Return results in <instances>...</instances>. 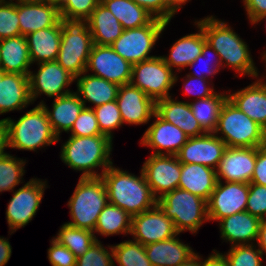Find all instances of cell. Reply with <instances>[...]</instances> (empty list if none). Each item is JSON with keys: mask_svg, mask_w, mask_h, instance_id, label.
Listing matches in <instances>:
<instances>
[{"mask_svg": "<svg viewBox=\"0 0 266 266\" xmlns=\"http://www.w3.org/2000/svg\"><path fill=\"white\" fill-rule=\"evenodd\" d=\"M195 22L203 29L206 42L218 53L222 69L229 67L240 77L259 78L260 71L255 66L249 46L229 22L219 20L214 15L195 19Z\"/></svg>", "mask_w": 266, "mask_h": 266, "instance_id": "cell-1", "label": "cell"}, {"mask_svg": "<svg viewBox=\"0 0 266 266\" xmlns=\"http://www.w3.org/2000/svg\"><path fill=\"white\" fill-rule=\"evenodd\" d=\"M136 176L113 164L101 175L108 194V203L125 210L130 216L150 210L157 205V198L140 170Z\"/></svg>", "mask_w": 266, "mask_h": 266, "instance_id": "cell-2", "label": "cell"}, {"mask_svg": "<svg viewBox=\"0 0 266 266\" xmlns=\"http://www.w3.org/2000/svg\"><path fill=\"white\" fill-rule=\"evenodd\" d=\"M113 141L105 135L74 136L69 135L61 145L60 159L69 168L82 172V178L101 177L113 162L110 157ZM101 173H98V169Z\"/></svg>", "mask_w": 266, "mask_h": 266, "instance_id": "cell-3", "label": "cell"}, {"mask_svg": "<svg viewBox=\"0 0 266 266\" xmlns=\"http://www.w3.org/2000/svg\"><path fill=\"white\" fill-rule=\"evenodd\" d=\"M8 130L9 148L37 151L58 142L42 105H36L16 121L3 118Z\"/></svg>", "mask_w": 266, "mask_h": 266, "instance_id": "cell-4", "label": "cell"}, {"mask_svg": "<svg viewBox=\"0 0 266 266\" xmlns=\"http://www.w3.org/2000/svg\"><path fill=\"white\" fill-rule=\"evenodd\" d=\"M107 203L108 194L101 177H79L67 204L72 221L66 223L94 232L99 214Z\"/></svg>", "mask_w": 266, "mask_h": 266, "instance_id": "cell-5", "label": "cell"}, {"mask_svg": "<svg viewBox=\"0 0 266 266\" xmlns=\"http://www.w3.org/2000/svg\"><path fill=\"white\" fill-rule=\"evenodd\" d=\"M61 44L56 61L74 77L86 71L93 46L87 19L60 17Z\"/></svg>", "mask_w": 266, "mask_h": 266, "instance_id": "cell-6", "label": "cell"}, {"mask_svg": "<svg viewBox=\"0 0 266 266\" xmlns=\"http://www.w3.org/2000/svg\"><path fill=\"white\" fill-rule=\"evenodd\" d=\"M227 147H259L266 143V130L240 111L228 98L220 110L213 132Z\"/></svg>", "mask_w": 266, "mask_h": 266, "instance_id": "cell-7", "label": "cell"}, {"mask_svg": "<svg viewBox=\"0 0 266 266\" xmlns=\"http://www.w3.org/2000/svg\"><path fill=\"white\" fill-rule=\"evenodd\" d=\"M157 205L173 221L176 231L196 234L203 223L209 222L207 201L181 188L165 193Z\"/></svg>", "mask_w": 266, "mask_h": 266, "instance_id": "cell-8", "label": "cell"}, {"mask_svg": "<svg viewBox=\"0 0 266 266\" xmlns=\"http://www.w3.org/2000/svg\"><path fill=\"white\" fill-rule=\"evenodd\" d=\"M177 75L159 55L133 64L130 83L157 102L173 95L169 91L177 83Z\"/></svg>", "mask_w": 266, "mask_h": 266, "instance_id": "cell-9", "label": "cell"}, {"mask_svg": "<svg viewBox=\"0 0 266 266\" xmlns=\"http://www.w3.org/2000/svg\"><path fill=\"white\" fill-rule=\"evenodd\" d=\"M170 23L154 18L149 24L124 30L110 47L132 65L157 55H149Z\"/></svg>", "mask_w": 266, "mask_h": 266, "instance_id": "cell-10", "label": "cell"}, {"mask_svg": "<svg viewBox=\"0 0 266 266\" xmlns=\"http://www.w3.org/2000/svg\"><path fill=\"white\" fill-rule=\"evenodd\" d=\"M46 188H48L46 179L41 180L34 177L19 189L13 190L5 213L10 235L32 221L42 202Z\"/></svg>", "mask_w": 266, "mask_h": 266, "instance_id": "cell-11", "label": "cell"}, {"mask_svg": "<svg viewBox=\"0 0 266 266\" xmlns=\"http://www.w3.org/2000/svg\"><path fill=\"white\" fill-rule=\"evenodd\" d=\"M36 65H38L37 72L29 73L30 97L33 104L42 94L56 99L73 92L68 87L75 82V77L57 61L41 62Z\"/></svg>", "mask_w": 266, "mask_h": 266, "instance_id": "cell-12", "label": "cell"}, {"mask_svg": "<svg viewBox=\"0 0 266 266\" xmlns=\"http://www.w3.org/2000/svg\"><path fill=\"white\" fill-rule=\"evenodd\" d=\"M153 195L158 199L177 189L181 176V162L177 155L151 154L141 168Z\"/></svg>", "mask_w": 266, "mask_h": 266, "instance_id": "cell-13", "label": "cell"}, {"mask_svg": "<svg viewBox=\"0 0 266 266\" xmlns=\"http://www.w3.org/2000/svg\"><path fill=\"white\" fill-rule=\"evenodd\" d=\"M248 194V183L217 181L207 201L209 221L246 211Z\"/></svg>", "mask_w": 266, "mask_h": 266, "instance_id": "cell-14", "label": "cell"}, {"mask_svg": "<svg viewBox=\"0 0 266 266\" xmlns=\"http://www.w3.org/2000/svg\"><path fill=\"white\" fill-rule=\"evenodd\" d=\"M132 66L110 46L93 44L85 72L122 86L131 82Z\"/></svg>", "mask_w": 266, "mask_h": 266, "instance_id": "cell-15", "label": "cell"}, {"mask_svg": "<svg viewBox=\"0 0 266 266\" xmlns=\"http://www.w3.org/2000/svg\"><path fill=\"white\" fill-rule=\"evenodd\" d=\"M177 234L173 221L164 214L158 205L131 218L130 235L133 240L144 246L170 239Z\"/></svg>", "mask_w": 266, "mask_h": 266, "instance_id": "cell-16", "label": "cell"}, {"mask_svg": "<svg viewBox=\"0 0 266 266\" xmlns=\"http://www.w3.org/2000/svg\"><path fill=\"white\" fill-rule=\"evenodd\" d=\"M153 118L154 121L145 130L140 144L154 150L153 155H177L189 137L174 124L161 119L156 113Z\"/></svg>", "mask_w": 266, "mask_h": 266, "instance_id": "cell-17", "label": "cell"}, {"mask_svg": "<svg viewBox=\"0 0 266 266\" xmlns=\"http://www.w3.org/2000/svg\"><path fill=\"white\" fill-rule=\"evenodd\" d=\"M255 164V147H227L216 169L217 181L249 184Z\"/></svg>", "mask_w": 266, "mask_h": 266, "instance_id": "cell-18", "label": "cell"}, {"mask_svg": "<svg viewBox=\"0 0 266 266\" xmlns=\"http://www.w3.org/2000/svg\"><path fill=\"white\" fill-rule=\"evenodd\" d=\"M226 148V143L214 133H205L188 138L177 157L181 163L201 164L216 170Z\"/></svg>", "mask_w": 266, "mask_h": 266, "instance_id": "cell-19", "label": "cell"}, {"mask_svg": "<svg viewBox=\"0 0 266 266\" xmlns=\"http://www.w3.org/2000/svg\"><path fill=\"white\" fill-rule=\"evenodd\" d=\"M123 124H148L155 113V102L131 83L119 87L116 98Z\"/></svg>", "mask_w": 266, "mask_h": 266, "instance_id": "cell-20", "label": "cell"}, {"mask_svg": "<svg viewBox=\"0 0 266 266\" xmlns=\"http://www.w3.org/2000/svg\"><path fill=\"white\" fill-rule=\"evenodd\" d=\"M261 219L247 211L226 216L218 221L220 238L231 246L255 244Z\"/></svg>", "mask_w": 266, "mask_h": 266, "instance_id": "cell-21", "label": "cell"}, {"mask_svg": "<svg viewBox=\"0 0 266 266\" xmlns=\"http://www.w3.org/2000/svg\"><path fill=\"white\" fill-rule=\"evenodd\" d=\"M256 78L255 82L230 94L228 99L250 119L266 130V80Z\"/></svg>", "mask_w": 266, "mask_h": 266, "instance_id": "cell-22", "label": "cell"}, {"mask_svg": "<svg viewBox=\"0 0 266 266\" xmlns=\"http://www.w3.org/2000/svg\"><path fill=\"white\" fill-rule=\"evenodd\" d=\"M177 99L170 96L155 102V113L161 119L177 126L189 138L205 134L193 115L189 102Z\"/></svg>", "mask_w": 266, "mask_h": 266, "instance_id": "cell-23", "label": "cell"}, {"mask_svg": "<svg viewBox=\"0 0 266 266\" xmlns=\"http://www.w3.org/2000/svg\"><path fill=\"white\" fill-rule=\"evenodd\" d=\"M16 6L22 36L52 27L60 20L59 8L53 4L39 1L16 3Z\"/></svg>", "mask_w": 266, "mask_h": 266, "instance_id": "cell-24", "label": "cell"}, {"mask_svg": "<svg viewBox=\"0 0 266 266\" xmlns=\"http://www.w3.org/2000/svg\"><path fill=\"white\" fill-rule=\"evenodd\" d=\"M38 105H42L47 113L48 120L54 133L60 141V134L64 131L68 133L80 112L85 107L82 100L73 91L67 95L53 99L52 108H48L44 100H41Z\"/></svg>", "mask_w": 266, "mask_h": 266, "instance_id": "cell-25", "label": "cell"}, {"mask_svg": "<svg viewBox=\"0 0 266 266\" xmlns=\"http://www.w3.org/2000/svg\"><path fill=\"white\" fill-rule=\"evenodd\" d=\"M30 104L29 75L5 73L0 81V115L23 110Z\"/></svg>", "mask_w": 266, "mask_h": 266, "instance_id": "cell-26", "label": "cell"}, {"mask_svg": "<svg viewBox=\"0 0 266 266\" xmlns=\"http://www.w3.org/2000/svg\"><path fill=\"white\" fill-rule=\"evenodd\" d=\"M194 26L197 28V33L187 34L179 38L169 49V54L162 56L165 63L173 71L176 69L180 73L202 53L206 38L203 29L196 22H194Z\"/></svg>", "mask_w": 266, "mask_h": 266, "instance_id": "cell-27", "label": "cell"}, {"mask_svg": "<svg viewBox=\"0 0 266 266\" xmlns=\"http://www.w3.org/2000/svg\"><path fill=\"white\" fill-rule=\"evenodd\" d=\"M60 20L52 27L40 29L26 36L29 57L34 63L56 61L61 44Z\"/></svg>", "mask_w": 266, "mask_h": 266, "instance_id": "cell-28", "label": "cell"}, {"mask_svg": "<svg viewBox=\"0 0 266 266\" xmlns=\"http://www.w3.org/2000/svg\"><path fill=\"white\" fill-rule=\"evenodd\" d=\"M145 245V251L152 266H178L191 258L195 252L190 245L178 237Z\"/></svg>", "mask_w": 266, "mask_h": 266, "instance_id": "cell-29", "label": "cell"}, {"mask_svg": "<svg viewBox=\"0 0 266 266\" xmlns=\"http://www.w3.org/2000/svg\"><path fill=\"white\" fill-rule=\"evenodd\" d=\"M75 84L77 87L75 93L82 100L85 107L86 103H92V105L94 104L93 107H98L115 101L120 87L88 72L75 77Z\"/></svg>", "mask_w": 266, "mask_h": 266, "instance_id": "cell-30", "label": "cell"}, {"mask_svg": "<svg viewBox=\"0 0 266 266\" xmlns=\"http://www.w3.org/2000/svg\"><path fill=\"white\" fill-rule=\"evenodd\" d=\"M31 66L26 36L0 40V68L5 73L29 75Z\"/></svg>", "mask_w": 266, "mask_h": 266, "instance_id": "cell-31", "label": "cell"}, {"mask_svg": "<svg viewBox=\"0 0 266 266\" xmlns=\"http://www.w3.org/2000/svg\"><path fill=\"white\" fill-rule=\"evenodd\" d=\"M217 183L216 170L201 164L181 163L178 188L208 201Z\"/></svg>", "mask_w": 266, "mask_h": 266, "instance_id": "cell-32", "label": "cell"}, {"mask_svg": "<svg viewBox=\"0 0 266 266\" xmlns=\"http://www.w3.org/2000/svg\"><path fill=\"white\" fill-rule=\"evenodd\" d=\"M93 44L110 46L123 33L119 20L101 2L87 19Z\"/></svg>", "mask_w": 266, "mask_h": 266, "instance_id": "cell-33", "label": "cell"}, {"mask_svg": "<svg viewBox=\"0 0 266 266\" xmlns=\"http://www.w3.org/2000/svg\"><path fill=\"white\" fill-rule=\"evenodd\" d=\"M131 218L132 216H130L125 210L113 204L107 203L99 214L95 226L94 236L96 241H99L96 234H100L103 237L119 234H123L124 236L127 234L130 235Z\"/></svg>", "mask_w": 266, "mask_h": 266, "instance_id": "cell-34", "label": "cell"}, {"mask_svg": "<svg viewBox=\"0 0 266 266\" xmlns=\"http://www.w3.org/2000/svg\"><path fill=\"white\" fill-rule=\"evenodd\" d=\"M119 20L124 30L149 24L154 17L132 0H100Z\"/></svg>", "mask_w": 266, "mask_h": 266, "instance_id": "cell-35", "label": "cell"}, {"mask_svg": "<svg viewBox=\"0 0 266 266\" xmlns=\"http://www.w3.org/2000/svg\"><path fill=\"white\" fill-rule=\"evenodd\" d=\"M228 91H217L210 97L189 102L193 115L206 133H213L218 124L220 110L228 98Z\"/></svg>", "mask_w": 266, "mask_h": 266, "instance_id": "cell-36", "label": "cell"}, {"mask_svg": "<svg viewBox=\"0 0 266 266\" xmlns=\"http://www.w3.org/2000/svg\"><path fill=\"white\" fill-rule=\"evenodd\" d=\"M61 245L68 248L76 257L83 255L96 242L94 232L73 227L64 223L53 237Z\"/></svg>", "mask_w": 266, "mask_h": 266, "instance_id": "cell-37", "label": "cell"}, {"mask_svg": "<svg viewBox=\"0 0 266 266\" xmlns=\"http://www.w3.org/2000/svg\"><path fill=\"white\" fill-rule=\"evenodd\" d=\"M113 261L119 266H152L145 246L135 240H125L112 245Z\"/></svg>", "mask_w": 266, "mask_h": 266, "instance_id": "cell-38", "label": "cell"}, {"mask_svg": "<svg viewBox=\"0 0 266 266\" xmlns=\"http://www.w3.org/2000/svg\"><path fill=\"white\" fill-rule=\"evenodd\" d=\"M26 159L7 154L0 158V193L12 192L17 185L24 183Z\"/></svg>", "mask_w": 266, "mask_h": 266, "instance_id": "cell-39", "label": "cell"}, {"mask_svg": "<svg viewBox=\"0 0 266 266\" xmlns=\"http://www.w3.org/2000/svg\"><path fill=\"white\" fill-rule=\"evenodd\" d=\"M222 255L228 266H265L262 262L264 256L256 243L231 246L228 252Z\"/></svg>", "mask_w": 266, "mask_h": 266, "instance_id": "cell-40", "label": "cell"}, {"mask_svg": "<svg viewBox=\"0 0 266 266\" xmlns=\"http://www.w3.org/2000/svg\"><path fill=\"white\" fill-rule=\"evenodd\" d=\"M86 107L94 110L101 133L113 140V130L124 125L116 100L98 107Z\"/></svg>", "mask_w": 266, "mask_h": 266, "instance_id": "cell-41", "label": "cell"}, {"mask_svg": "<svg viewBox=\"0 0 266 266\" xmlns=\"http://www.w3.org/2000/svg\"><path fill=\"white\" fill-rule=\"evenodd\" d=\"M199 62L203 64L204 68L189 72V75L211 80L210 78H213L215 74H218L222 68L218 53L208 42L203 44L201 55H199L188 67L193 69Z\"/></svg>", "mask_w": 266, "mask_h": 266, "instance_id": "cell-42", "label": "cell"}, {"mask_svg": "<svg viewBox=\"0 0 266 266\" xmlns=\"http://www.w3.org/2000/svg\"><path fill=\"white\" fill-rule=\"evenodd\" d=\"M76 266H114L112 245L104 247L100 240L94 242L83 255L77 257Z\"/></svg>", "mask_w": 266, "mask_h": 266, "instance_id": "cell-43", "label": "cell"}, {"mask_svg": "<svg viewBox=\"0 0 266 266\" xmlns=\"http://www.w3.org/2000/svg\"><path fill=\"white\" fill-rule=\"evenodd\" d=\"M21 35L15 2L0 0V40Z\"/></svg>", "mask_w": 266, "mask_h": 266, "instance_id": "cell-44", "label": "cell"}, {"mask_svg": "<svg viewBox=\"0 0 266 266\" xmlns=\"http://www.w3.org/2000/svg\"><path fill=\"white\" fill-rule=\"evenodd\" d=\"M100 0H63L59 7L60 17L88 19Z\"/></svg>", "mask_w": 266, "mask_h": 266, "instance_id": "cell-45", "label": "cell"}, {"mask_svg": "<svg viewBox=\"0 0 266 266\" xmlns=\"http://www.w3.org/2000/svg\"><path fill=\"white\" fill-rule=\"evenodd\" d=\"M68 133L80 137L103 135L99 129L94 110L87 107L82 109Z\"/></svg>", "mask_w": 266, "mask_h": 266, "instance_id": "cell-46", "label": "cell"}, {"mask_svg": "<svg viewBox=\"0 0 266 266\" xmlns=\"http://www.w3.org/2000/svg\"><path fill=\"white\" fill-rule=\"evenodd\" d=\"M246 211L260 219L266 218V186L249 183Z\"/></svg>", "mask_w": 266, "mask_h": 266, "instance_id": "cell-47", "label": "cell"}, {"mask_svg": "<svg viewBox=\"0 0 266 266\" xmlns=\"http://www.w3.org/2000/svg\"><path fill=\"white\" fill-rule=\"evenodd\" d=\"M182 80H184L183 94L196 96L194 100L210 97L216 92L213 84H211L212 80L210 81L209 79L194 77L189 74H186Z\"/></svg>", "mask_w": 266, "mask_h": 266, "instance_id": "cell-48", "label": "cell"}, {"mask_svg": "<svg viewBox=\"0 0 266 266\" xmlns=\"http://www.w3.org/2000/svg\"><path fill=\"white\" fill-rule=\"evenodd\" d=\"M50 248L47 250V258L51 266H76L77 257L57 240H50Z\"/></svg>", "mask_w": 266, "mask_h": 266, "instance_id": "cell-49", "label": "cell"}, {"mask_svg": "<svg viewBox=\"0 0 266 266\" xmlns=\"http://www.w3.org/2000/svg\"><path fill=\"white\" fill-rule=\"evenodd\" d=\"M138 6L144 8L154 18L170 23L176 12L166 3L165 0H132Z\"/></svg>", "mask_w": 266, "mask_h": 266, "instance_id": "cell-50", "label": "cell"}, {"mask_svg": "<svg viewBox=\"0 0 266 266\" xmlns=\"http://www.w3.org/2000/svg\"><path fill=\"white\" fill-rule=\"evenodd\" d=\"M250 183L266 186V143L256 148V164Z\"/></svg>", "mask_w": 266, "mask_h": 266, "instance_id": "cell-51", "label": "cell"}, {"mask_svg": "<svg viewBox=\"0 0 266 266\" xmlns=\"http://www.w3.org/2000/svg\"><path fill=\"white\" fill-rule=\"evenodd\" d=\"M251 25L259 17L266 15V0H242Z\"/></svg>", "mask_w": 266, "mask_h": 266, "instance_id": "cell-52", "label": "cell"}, {"mask_svg": "<svg viewBox=\"0 0 266 266\" xmlns=\"http://www.w3.org/2000/svg\"><path fill=\"white\" fill-rule=\"evenodd\" d=\"M199 266H228V264L222 253L213 249L206 259L199 254Z\"/></svg>", "mask_w": 266, "mask_h": 266, "instance_id": "cell-53", "label": "cell"}, {"mask_svg": "<svg viewBox=\"0 0 266 266\" xmlns=\"http://www.w3.org/2000/svg\"><path fill=\"white\" fill-rule=\"evenodd\" d=\"M8 240L0 236V266H5L12 255V246Z\"/></svg>", "mask_w": 266, "mask_h": 266, "instance_id": "cell-54", "label": "cell"}, {"mask_svg": "<svg viewBox=\"0 0 266 266\" xmlns=\"http://www.w3.org/2000/svg\"><path fill=\"white\" fill-rule=\"evenodd\" d=\"M6 148H9L8 130L5 120L0 119V158L8 154Z\"/></svg>", "mask_w": 266, "mask_h": 266, "instance_id": "cell-55", "label": "cell"}, {"mask_svg": "<svg viewBox=\"0 0 266 266\" xmlns=\"http://www.w3.org/2000/svg\"><path fill=\"white\" fill-rule=\"evenodd\" d=\"M256 243L258 248L262 251V254L266 255V218L261 219Z\"/></svg>", "mask_w": 266, "mask_h": 266, "instance_id": "cell-56", "label": "cell"}, {"mask_svg": "<svg viewBox=\"0 0 266 266\" xmlns=\"http://www.w3.org/2000/svg\"><path fill=\"white\" fill-rule=\"evenodd\" d=\"M166 3L176 12L181 10L182 6L191 0H165Z\"/></svg>", "mask_w": 266, "mask_h": 266, "instance_id": "cell-57", "label": "cell"}, {"mask_svg": "<svg viewBox=\"0 0 266 266\" xmlns=\"http://www.w3.org/2000/svg\"><path fill=\"white\" fill-rule=\"evenodd\" d=\"M178 266H199V255L195 253L191 258H189L186 262L181 263Z\"/></svg>", "mask_w": 266, "mask_h": 266, "instance_id": "cell-58", "label": "cell"}, {"mask_svg": "<svg viewBox=\"0 0 266 266\" xmlns=\"http://www.w3.org/2000/svg\"><path fill=\"white\" fill-rule=\"evenodd\" d=\"M40 1H42L44 3L56 5L58 8L60 7L61 3L63 2V0H40Z\"/></svg>", "mask_w": 266, "mask_h": 266, "instance_id": "cell-59", "label": "cell"}, {"mask_svg": "<svg viewBox=\"0 0 266 266\" xmlns=\"http://www.w3.org/2000/svg\"><path fill=\"white\" fill-rule=\"evenodd\" d=\"M8 1H14V0H8ZM40 0H15V3H31V2H39Z\"/></svg>", "mask_w": 266, "mask_h": 266, "instance_id": "cell-60", "label": "cell"}, {"mask_svg": "<svg viewBox=\"0 0 266 266\" xmlns=\"http://www.w3.org/2000/svg\"><path fill=\"white\" fill-rule=\"evenodd\" d=\"M263 20L266 21V15H263V16L259 17L258 19H256L252 25H255V24L258 25V23L263 21Z\"/></svg>", "mask_w": 266, "mask_h": 266, "instance_id": "cell-61", "label": "cell"}, {"mask_svg": "<svg viewBox=\"0 0 266 266\" xmlns=\"http://www.w3.org/2000/svg\"><path fill=\"white\" fill-rule=\"evenodd\" d=\"M261 55H262L261 58L263 59V61H265V68H266V51H263V53H261Z\"/></svg>", "mask_w": 266, "mask_h": 266, "instance_id": "cell-62", "label": "cell"}, {"mask_svg": "<svg viewBox=\"0 0 266 266\" xmlns=\"http://www.w3.org/2000/svg\"><path fill=\"white\" fill-rule=\"evenodd\" d=\"M4 74H5L4 70L0 68V81L2 80Z\"/></svg>", "mask_w": 266, "mask_h": 266, "instance_id": "cell-63", "label": "cell"}]
</instances>
